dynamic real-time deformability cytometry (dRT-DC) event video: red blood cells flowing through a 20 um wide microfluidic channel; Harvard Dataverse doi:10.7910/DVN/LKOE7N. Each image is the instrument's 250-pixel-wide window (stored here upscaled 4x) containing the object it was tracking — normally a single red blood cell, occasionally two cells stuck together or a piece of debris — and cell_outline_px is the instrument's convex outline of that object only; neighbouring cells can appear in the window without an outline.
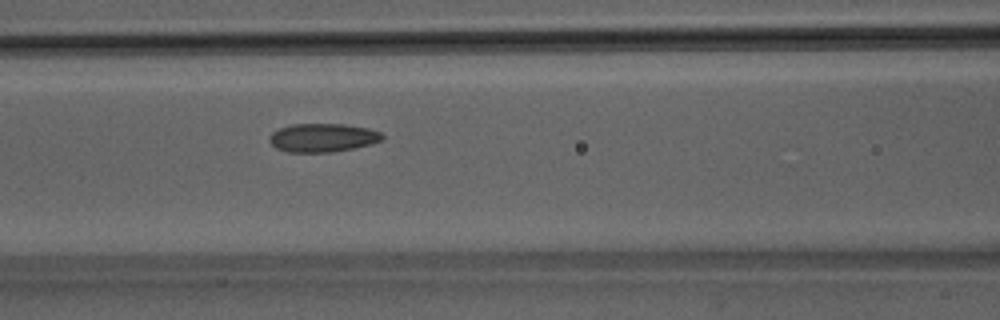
{"species": "Egyptian fruit bat (a non-hibernating species)", "species_latin": "Rousettus aegyptiacus", "temperature_condition": "room temperature", "stored_images_in_passage": 13, "camera_frame_rate_fps": 3000, "um_per_image_px": 0.085, "animal": {"sex": "male"}, "frame": {"image": 1, "passage_image": 7, "time_ms": 2.0, "image_size_px": [1000, 320], "cell_outline_px": [[384, 140], [372, 144], [332, 152], [288, 152], [276, 148], [268, 140], [268, 136], [272, 132], [280, 128], [292, 124], [344, 124], [368, 128], [380, 132], [384, 136]], "centroid_in_image_um": [27.43, 11.7], "position_along_channel_um": 139.2, "area_um2": 18.84}}